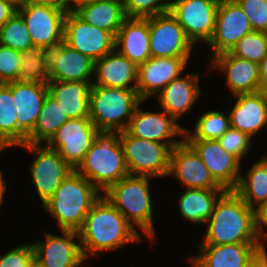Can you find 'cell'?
<instances>
[{
  "instance_id": "74e56055",
  "label": "cell",
  "mask_w": 267,
  "mask_h": 267,
  "mask_svg": "<svg viewBox=\"0 0 267 267\" xmlns=\"http://www.w3.org/2000/svg\"><path fill=\"white\" fill-rule=\"evenodd\" d=\"M127 17L149 18L169 12L173 0H123Z\"/></svg>"
},
{
  "instance_id": "816d5d0a",
  "label": "cell",
  "mask_w": 267,
  "mask_h": 267,
  "mask_svg": "<svg viewBox=\"0 0 267 267\" xmlns=\"http://www.w3.org/2000/svg\"><path fill=\"white\" fill-rule=\"evenodd\" d=\"M189 259L192 265L191 267H201L200 264L193 257H189Z\"/></svg>"
},
{
  "instance_id": "60d3db41",
  "label": "cell",
  "mask_w": 267,
  "mask_h": 267,
  "mask_svg": "<svg viewBox=\"0 0 267 267\" xmlns=\"http://www.w3.org/2000/svg\"><path fill=\"white\" fill-rule=\"evenodd\" d=\"M21 52L0 45V83L15 82L20 72Z\"/></svg>"
},
{
  "instance_id": "4316f807",
  "label": "cell",
  "mask_w": 267,
  "mask_h": 267,
  "mask_svg": "<svg viewBox=\"0 0 267 267\" xmlns=\"http://www.w3.org/2000/svg\"><path fill=\"white\" fill-rule=\"evenodd\" d=\"M115 49L137 66L151 58L149 18L127 17L116 35Z\"/></svg>"
},
{
  "instance_id": "f1b7e54d",
  "label": "cell",
  "mask_w": 267,
  "mask_h": 267,
  "mask_svg": "<svg viewBox=\"0 0 267 267\" xmlns=\"http://www.w3.org/2000/svg\"><path fill=\"white\" fill-rule=\"evenodd\" d=\"M74 13L84 22L111 32L115 37L127 18L123 0H97L82 5Z\"/></svg>"
},
{
  "instance_id": "44dd1931",
  "label": "cell",
  "mask_w": 267,
  "mask_h": 267,
  "mask_svg": "<svg viewBox=\"0 0 267 267\" xmlns=\"http://www.w3.org/2000/svg\"><path fill=\"white\" fill-rule=\"evenodd\" d=\"M48 64L49 81H94L95 61L64 42L49 50Z\"/></svg>"
},
{
  "instance_id": "ba28073f",
  "label": "cell",
  "mask_w": 267,
  "mask_h": 267,
  "mask_svg": "<svg viewBox=\"0 0 267 267\" xmlns=\"http://www.w3.org/2000/svg\"><path fill=\"white\" fill-rule=\"evenodd\" d=\"M36 158L30 165V175L42 205L54 194L61 182L74 169L46 144H23L18 146Z\"/></svg>"
},
{
  "instance_id": "6da1fadb",
  "label": "cell",
  "mask_w": 267,
  "mask_h": 267,
  "mask_svg": "<svg viewBox=\"0 0 267 267\" xmlns=\"http://www.w3.org/2000/svg\"><path fill=\"white\" fill-rule=\"evenodd\" d=\"M77 232L86 260L99 252L143 241L138 230L103 195L92 206Z\"/></svg>"
},
{
  "instance_id": "db71d44e",
  "label": "cell",
  "mask_w": 267,
  "mask_h": 267,
  "mask_svg": "<svg viewBox=\"0 0 267 267\" xmlns=\"http://www.w3.org/2000/svg\"><path fill=\"white\" fill-rule=\"evenodd\" d=\"M262 157H263L264 159H267V155H262Z\"/></svg>"
},
{
  "instance_id": "f546056e",
  "label": "cell",
  "mask_w": 267,
  "mask_h": 267,
  "mask_svg": "<svg viewBox=\"0 0 267 267\" xmlns=\"http://www.w3.org/2000/svg\"><path fill=\"white\" fill-rule=\"evenodd\" d=\"M179 198V211L184 219L194 224H205L225 189L185 188Z\"/></svg>"
},
{
  "instance_id": "8fae6325",
  "label": "cell",
  "mask_w": 267,
  "mask_h": 267,
  "mask_svg": "<svg viewBox=\"0 0 267 267\" xmlns=\"http://www.w3.org/2000/svg\"><path fill=\"white\" fill-rule=\"evenodd\" d=\"M99 130L90 118H70L46 143L75 169L95 141Z\"/></svg>"
},
{
  "instance_id": "1f68e13d",
  "label": "cell",
  "mask_w": 267,
  "mask_h": 267,
  "mask_svg": "<svg viewBox=\"0 0 267 267\" xmlns=\"http://www.w3.org/2000/svg\"><path fill=\"white\" fill-rule=\"evenodd\" d=\"M251 208L267 203V159L260 157L246 176L240 175L237 188L234 190Z\"/></svg>"
},
{
  "instance_id": "7bdbcfd3",
  "label": "cell",
  "mask_w": 267,
  "mask_h": 267,
  "mask_svg": "<svg viewBox=\"0 0 267 267\" xmlns=\"http://www.w3.org/2000/svg\"><path fill=\"white\" fill-rule=\"evenodd\" d=\"M255 211V229L260 245L266 249L265 240L267 239V203L259 205ZM266 227V229H265Z\"/></svg>"
},
{
  "instance_id": "d6a6232c",
  "label": "cell",
  "mask_w": 267,
  "mask_h": 267,
  "mask_svg": "<svg viewBox=\"0 0 267 267\" xmlns=\"http://www.w3.org/2000/svg\"><path fill=\"white\" fill-rule=\"evenodd\" d=\"M49 50L33 45L21 52L17 82L47 83L49 81Z\"/></svg>"
},
{
  "instance_id": "52a82bcc",
  "label": "cell",
  "mask_w": 267,
  "mask_h": 267,
  "mask_svg": "<svg viewBox=\"0 0 267 267\" xmlns=\"http://www.w3.org/2000/svg\"><path fill=\"white\" fill-rule=\"evenodd\" d=\"M129 175L159 178L168 176L171 150L180 143H160L119 132Z\"/></svg>"
},
{
  "instance_id": "9a60e30c",
  "label": "cell",
  "mask_w": 267,
  "mask_h": 267,
  "mask_svg": "<svg viewBox=\"0 0 267 267\" xmlns=\"http://www.w3.org/2000/svg\"><path fill=\"white\" fill-rule=\"evenodd\" d=\"M252 31L248 17L235 0H220L215 31L207 44L211 47V58L230 52L239 40Z\"/></svg>"
},
{
  "instance_id": "ac0fdd59",
  "label": "cell",
  "mask_w": 267,
  "mask_h": 267,
  "mask_svg": "<svg viewBox=\"0 0 267 267\" xmlns=\"http://www.w3.org/2000/svg\"><path fill=\"white\" fill-rule=\"evenodd\" d=\"M18 122V146L26 144L49 93L47 83L10 82Z\"/></svg>"
},
{
  "instance_id": "c3c4849f",
  "label": "cell",
  "mask_w": 267,
  "mask_h": 267,
  "mask_svg": "<svg viewBox=\"0 0 267 267\" xmlns=\"http://www.w3.org/2000/svg\"><path fill=\"white\" fill-rule=\"evenodd\" d=\"M247 267H267V251L262 250Z\"/></svg>"
},
{
  "instance_id": "3957f363",
  "label": "cell",
  "mask_w": 267,
  "mask_h": 267,
  "mask_svg": "<svg viewBox=\"0 0 267 267\" xmlns=\"http://www.w3.org/2000/svg\"><path fill=\"white\" fill-rule=\"evenodd\" d=\"M102 193L84 176L72 171L42 205L60 230L78 231Z\"/></svg>"
},
{
  "instance_id": "7402d4cb",
  "label": "cell",
  "mask_w": 267,
  "mask_h": 267,
  "mask_svg": "<svg viewBox=\"0 0 267 267\" xmlns=\"http://www.w3.org/2000/svg\"><path fill=\"white\" fill-rule=\"evenodd\" d=\"M211 68L220 70L226 76V83L233 96L258 92L259 64L235 57L230 52L218 54L212 58Z\"/></svg>"
},
{
  "instance_id": "7c38bea8",
  "label": "cell",
  "mask_w": 267,
  "mask_h": 267,
  "mask_svg": "<svg viewBox=\"0 0 267 267\" xmlns=\"http://www.w3.org/2000/svg\"><path fill=\"white\" fill-rule=\"evenodd\" d=\"M115 38L111 32L84 22L74 12L65 15L63 42L94 61L115 50Z\"/></svg>"
},
{
  "instance_id": "f35d334b",
  "label": "cell",
  "mask_w": 267,
  "mask_h": 267,
  "mask_svg": "<svg viewBox=\"0 0 267 267\" xmlns=\"http://www.w3.org/2000/svg\"><path fill=\"white\" fill-rule=\"evenodd\" d=\"M252 139L247 133L230 127L219 139L220 145L240 162L250 152Z\"/></svg>"
},
{
  "instance_id": "d590c367",
  "label": "cell",
  "mask_w": 267,
  "mask_h": 267,
  "mask_svg": "<svg viewBox=\"0 0 267 267\" xmlns=\"http://www.w3.org/2000/svg\"><path fill=\"white\" fill-rule=\"evenodd\" d=\"M0 45L20 52L33 46L25 21L18 12L0 28Z\"/></svg>"
},
{
  "instance_id": "bcb514c9",
  "label": "cell",
  "mask_w": 267,
  "mask_h": 267,
  "mask_svg": "<svg viewBox=\"0 0 267 267\" xmlns=\"http://www.w3.org/2000/svg\"><path fill=\"white\" fill-rule=\"evenodd\" d=\"M97 0H65V9L67 12H74L82 5L92 3Z\"/></svg>"
},
{
  "instance_id": "8d00e7d4",
  "label": "cell",
  "mask_w": 267,
  "mask_h": 267,
  "mask_svg": "<svg viewBox=\"0 0 267 267\" xmlns=\"http://www.w3.org/2000/svg\"><path fill=\"white\" fill-rule=\"evenodd\" d=\"M235 57L244 58L246 60L260 63L267 55V33L252 31L245 35L230 50Z\"/></svg>"
},
{
  "instance_id": "b9f144b4",
  "label": "cell",
  "mask_w": 267,
  "mask_h": 267,
  "mask_svg": "<svg viewBox=\"0 0 267 267\" xmlns=\"http://www.w3.org/2000/svg\"><path fill=\"white\" fill-rule=\"evenodd\" d=\"M35 262L32 242L20 244L0 255V267H31Z\"/></svg>"
},
{
  "instance_id": "681fc988",
  "label": "cell",
  "mask_w": 267,
  "mask_h": 267,
  "mask_svg": "<svg viewBox=\"0 0 267 267\" xmlns=\"http://www.w3.org/2000/svg\"><path fill=\"white\" fill-rule=\"evenodd\" d=\"M7 189V185L4 184L3 171L0 169V207L4 202V195Z\"/></svg>"
},
{
  "instance_id": "e0dca14e",
  "label": "cell",
  "mask_w": 267,
  "mask_h": 267,
  "mask_svg": "<svg viewBox=\"0 0 267 267\" xmlns=\"http://www.w3.org/2000/svg\"><path fill=\"white\" fill-rule=\"evenodd\" d=\"M168 176L176 177L186 188L224 189L214 180L200 156L184 139L171 150Z\"/></svg>"
},
{
  "instance_id": "ee69618b",
  "label": "cell",
  "mask_w": 267,
  "mask_h": 267,
  "mask_svg": "<svg viewBox=\"0 0 267 267\" xmlns=\"http://www.w3.org/2000/svg\"><path fill=\"white\" fill-rule=\"evenodd\" d=\"M17 13V9L6 0H0V28Z\"/></svg>"
},
{
  "instance_id": "277c9868",
  "label": "cell",
  "mask_w": 267,
  "mask_h": 267,
  "mask_svg": "<svg viewBox=\"0 0 267 267\" xmlns=\"http://www.w3.org/2000/svg\"><path fill=\"white\" fill-rule=\"evenodd\" d=\"M74 170L102 193L128 176L119 132L99 131L92 146Z\"/></svg>"
},
{
  "instance_id": "83f0119b",
  "label": "cell",
  "mask_w": 267,
  "mask_h": 267,
  "mask_svg": "<svg viewBox=\"0 0 267 267\" xmlns=\"http://www.w3.org/2000/svg\"><path fill=\"white\" fill-rule=\"evenodd\" d=\"M93 82L48 81L53 96L69 118H89L90 89Z\"/></svg>"
},
{
  "instance_id": "8992f818",
  "label": "cell",
  "mask_w": 267,
  "mask_h": 267,
  "mask_svg": "<svg viewBox=\"0 0 267 267\" xmlns=\"http://www.w3.org/2000/svg\"><path fill=\"white\" fill-rule=\"evenodd\" d=\"M142 101L137 89L91 86L89 118L99 131L122 132Z\"/></svg>"
},
{
  "instance_id": "ab89813d",
  "label": "cell",
  "mask_w": 267,
  "mask_h": 267,
  "mask_svg": "<svg viewBox=\"0 0 267 267\" xmlns=\"http://www.w3.org/2000/svg\"><path fill=\"white\" fill-rule=\"evenodd\" d=\"M249 19L253 31L267 33V0H235Z\"/></svg>"
},
{
  "instance_id": "d6986e66",
  "label": "cell",
  "mask_w": 267,
  "mask_h": 267,
  "mask_svg": "<svg viewBox=\"0 0 267 267\" xmlns=\"http://www.w3.org/2000/svg\"><path fill=\"white\" fill-rule=\"evenodd\" d=\"M189 58L151 57L138 65L136 89L143 101L156 96L173 79L178 77L189 62Z\"/></svg>"
},
{
  "instance_id": "603a6c76",
  "label": "cell",
  "mask_w": 267,
  "mask_h": 267,
  "mask_svg": "<svg viewBox=\"0 0 267 267\" xmlns=\"http://www.w3.org/2000/svg\"><path fill=\"white\" fill-rule=\"evenodd\" d=\"M173 79L164 89L156 95V100L166 113L177 122L182 115L189 112L197 102L202 90L199 86V74H187Z\"/></svg>"
},
{
  "instance_id": "e575fe53",
  "label": "cell",
  "mask_w": 267,
  "mask_h": 267,
  "mask_svg": "<svg viewBox=\"0 0 267 267\" xmlns=\"http://www.w3.org/2000/svg\"><path fill=\"white\" fill-rule=\"evenodd\" d=\"M194 131L185 127L184 140H218L230 127V115L210 110L195 121Z\"/></svg>"
},
{
  "instance_id": "30bf717a",
  "label": "cell",
  "mask_w": 267,
  "mask_h": 267,
  "mask_svg": "<svg viewBox=\"0 0 267 267\" xmlns=\"http://www.w3.org/2000/svg\"><path fill=\"white\" fill-rule=\"evenodd\" d=\"M17 12L25 21L33 45L50 50L63 42L65 8L27 3Z\"/></svg>"
},
{
  "instance_id": "ffe728a7",
  "label": "cell",
  "mask_w": 267,
  "mask_h": 267,
  "mask_svg": "<svg viewBox=\"0 0 267 267\" xmlns=\"http://www.w3.org/2000/svg\"><path fill=\"white\" fill-rule=\"evenodd\" d=\"M136 108L126 129L131 135L160 143H181L175 137L184 139L185 127L181 126L164 110L158 112L143 111L140 105Z\"/></svg>"
},
{
  "instance_id": "f6af8a7d",
  "label": "cell",
  "mask_w": 267,
  "mask_h": 267,
  "mask_svg": "<svg viewBox=\"0 0 267 267\" xmlns=\"http://www.w3.org/2000/svg\"><path fill=\"white\" fill-rule=\"evenodd\" d=\"M260 80L258 92L267 97V55L259 63Z\"/></svg>"
},
{
  "instance_id": "d4e9b609",
  "label": "cell",
  "mask_w": 267,
  "mask_h": 267,
  "mask_svg": "<svg viewBox=\"0 0 267 267\" xmlns=\"http://www.w3.org/2000/svg\"><path fill=\"white\" fill-rule=\"evenodd\" d=\"M138 66L116 49L95 61L92 86L136 89Z\"/></svg>"
},
{
  "instance_id": "f5cc1de1",
  "label": "cell",
  "mask_w": 267,
  "mask_h": 267,
  "mask_svg": "<svg viewBox=\"0 0 267 267\" xmlns=\"http://www.w3.org/2000/svg\"><path fill=\"white\" fill-rule=\"evenodd\" d=\"M31 267H41L37 262H35Z\"/></svg>"
},
{
  "instance_id": "f907efd6",
  "label": "cell",
  "mask_w": 267,
  "mask_h": 267,
  "mask_svg": "<svg viewBox=\"0 0 267 267\" xmlns=\"http://www.w3.org/2000/svg\"><path fill=\"white\" fill-rule=\"evenodd\" d=\"M6 1L11 3L16 9L27 4V0H6Z\"/></svg>"
},
{
  "instance_id": "9c48e42d",
  "label": "cell",
  "mask_w": 267,
  "mask_h": 267,
  "mask_svg": "<svg viewBox=\"0 0 267 267\" xmlns=\"http://www.w3.org/2000/svg\"><path fill=\"white\" fill-rule=\"evenodd\" d=\"M220 0H173L170 13L193 43L208 44L215 31Z\"/></svg>"
},
{
  "instance_id": "5bb4252c",
  "label": "cell",
  "mask_w": 267,
  "mask_h": 267,
  "mask_svg": "<svg viewBox=\"0 0 267 267\" xmlns=\"http://www.w3.org/2000/svg\"><path fill=\"white\" fill-rule=\"evenodd\" d=\"M61 232L62 236L45 232L44 241L32 242L35 261L41 267H83L86 259L81 250L78 232ZM77 241L79 243H75Z\"/></svg>"
},
{
  "instance_id": "cb8c5ba5",
  "label": "cell",
  "mask_w": 267,
  "mask_h": 267,
  "mask_svg": "<svg viewBox=\"0 0 267 267\" xmlns=\"http://www.w3.org/2000/svg\"><path fill=\"white\" fill-rule=\"evenodd\" d=\"M192 256L201 267H247L264 248L260 243L199 245Z\"/></svg>"
},
{
  "instance_id": "7a4b0ae2",
  "label": "cell",
  "mask_w": 267,
  "mask_h": 267,
  "mask_svg": "<svg viewBox=\"0 0 267 267\" xmlns=\"http://www.w3.org/2000/svg\"><path fill=\"white\" fill-rule=\"evenodd\" d=\"M206 224L200 245L259 243L255 211L234 190H226L219 197Z\"/></svg>"
},
{
  "instance_id": "5b68a950",
  "label": "cell",
  "mask_w": 267,
  "mask_h": 267,
  "mask_svg": "<svg viewBox=\"0 0 267 267\" xmlns=\"http://www.w3.org/2000/svg\"><path fill=\"white\" fill-rule=\"evenodd\" d=\"M150 178L128 175L111 185L102 195L126 220L139 228L150 240L156 236L153 224V203L150 194Z\"/></svg>"
},
{
  "instance_id": "836d02e7",
  "label": "cell",
  "mask_w": 267,
  "mask_h": 267,
  "mask_svg": "<svg viewBox=\"0 0 267 267\" xmlns=\"http://www.w3.org/2000/svg\"><path fill=\"white\" fill-rule=\"evenodd\" d=\"M18 147V122L12 90L0 83V152Z\"/></svg>"
},
{
  "instance_id": "2e32d148",
  "label": "cell",
  "mask_w": 267,
  "mask_h": 267,
  "mask_svg": "<svg viewBox=\"0 0 267 267\" xmlns=\"http://www.w3.org/2000/svg\"><path fill=\"white\" fill-rule=\"evenodd\" d=\"M200 156L214 180L225 190H235L241 173V162L228 153L218 140H185Z\"/></svg>"
},
{
  "instance_id": "4dcf8cb0",
  "label": "cell",
  "mask_w": 267,
  "mask_h": 267,
  "mask_svg": "<svg viewBox=\"0 0 267 267\" xmlns=\"http://www.w3.org/2000/svg\"><path fill=\"white\" fill-rule=\"evenodd\" d=\"M69 119L67 113L60 106V103L48 93L36 124L32 132L27 136L26 143L46 144L56 131Z\"/></svg>"
},
{
  "instance_id": "7dc6e473",
  "label": "cell",
  "mask_w": 267,
  "mask_h": 267,
  "mask_svg": "<svg viewBox=\"0 0 267 267\" xmlns=\"http://www.w3.org/2000/svg\"><path fill=\"white\" fill-rule=\"evenodd\" d=\"M27 3L65 8V0H27Z\"/></svg>"
},
{
  "instance_id": "484cf974",
  "label": "cell",
  "mask_w": 267,
  "mask_h": 267,
  "mask_svg": "<svg viewBox=\"0 0 267 267\" xmlns=\"http://www.w3.org/2000/svg\"><path fill=\"white\" fill-rule=\"evenodd\" d=\"M230 115L231 127L247 133L251 138L267 128V97L260 92L238 94Z\"/></svg>"
},
{
  "instance_id": "4fadbf2b",
  "label": "cell",
  "mask_w": 267,
  "mask_h": 267,
  "mask_svg": "<svg viewBox=\"0 0 267 267\" xmlns=\"http://www.w3.org/2000/svg\"><path fill=\"white\" fill-rule=\"evenodd\" d=\"M149 47L151 57L190 58L193 43L170 13L149 17Z\"/></svg>"
}]
</instances>
